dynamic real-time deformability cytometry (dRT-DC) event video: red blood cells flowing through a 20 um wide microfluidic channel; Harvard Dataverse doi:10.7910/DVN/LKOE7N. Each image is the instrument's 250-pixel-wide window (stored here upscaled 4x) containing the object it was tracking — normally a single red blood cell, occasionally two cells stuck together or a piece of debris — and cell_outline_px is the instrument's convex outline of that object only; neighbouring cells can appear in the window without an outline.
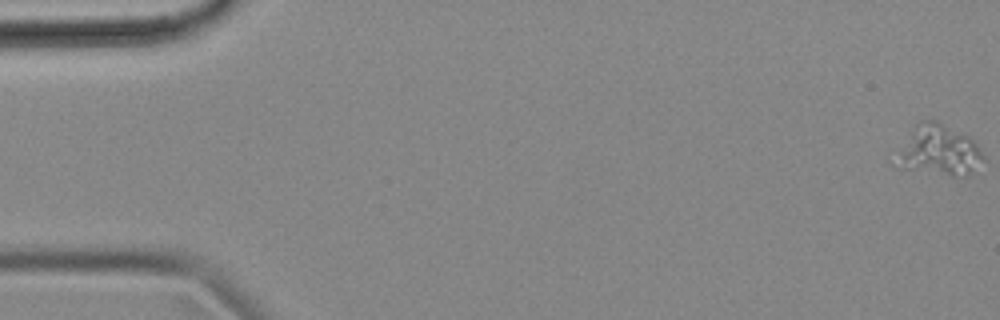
{"species": "common noctule bat (a hibernating species)", "species_latin": "Nyctalus noctula", "temperature_condition": "cold", "stored_images_in_passage": 6, "camera_frame_rate_fps": 3000, "um_per_image_px": 0.085, "animal": {"sex": "female", "body_mass_g": 18.4}, "frame": {"image": 1, "passage_image": 1, "time_ms": 0.0, "image_size_px": [1000, 320], "cell_outline_px": [[984, 156], [968, 176], [952, 176], [900, 168], [892, 164], [888, 160], [920, 120], [936, 120], [968, 136], [980, 148]], "centroid_in_image_um": [79.68, 12.8], "position_along_channel_um": 5.3, "area_um2": 25.89}}